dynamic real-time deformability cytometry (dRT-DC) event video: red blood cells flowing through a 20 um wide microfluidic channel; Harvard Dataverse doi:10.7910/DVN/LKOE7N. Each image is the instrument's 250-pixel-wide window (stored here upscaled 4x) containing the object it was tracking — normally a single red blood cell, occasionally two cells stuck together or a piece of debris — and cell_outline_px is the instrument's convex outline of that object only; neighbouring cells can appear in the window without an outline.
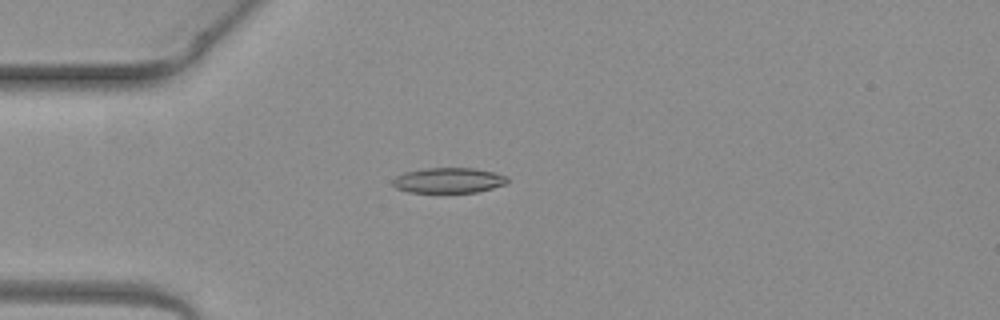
{"species": "common noctule bat (a hibernating species)", "species_latin": "Nyctalus noctula", "temperature_condition": "warm", "stored_images_in_passage": 2, "camera_frame_rate_fps": 3000, "um_per_image_px": 0.085, "animal": {"sex": "female", "body_mass_g": 19.3, "forearm_length_mm": 54.1}, "frame": {"image": 1, "passage_image": 1, "time_ms": 0.0, "image_size_px": [1000, 320], "cell_outline_px": [[508, 180], [504, 184], [492, 188], [476, 192], [408, 192], [396, 188], [392, 184], [392, 180], [396, 176], [404, 172], [424, 168], [472, 168], [496, 172], [508, 176]], "centroid_in_image_um": [38.11, 15.32], "position_along_channel_um": 46.9, "area_um2": 16.94}}